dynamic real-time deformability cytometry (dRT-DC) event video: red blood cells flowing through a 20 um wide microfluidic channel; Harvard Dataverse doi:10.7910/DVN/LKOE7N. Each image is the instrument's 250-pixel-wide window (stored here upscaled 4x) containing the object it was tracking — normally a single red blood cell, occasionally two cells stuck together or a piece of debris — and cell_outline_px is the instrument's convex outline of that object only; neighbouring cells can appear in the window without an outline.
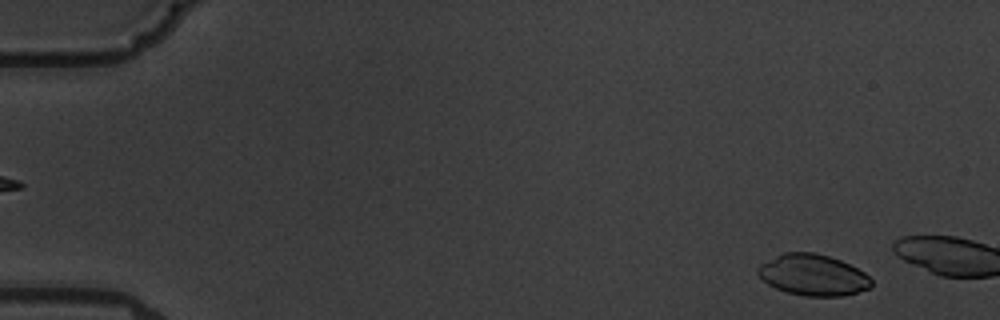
{"species": "common noctule bat (a hibernating species)", "species_latin": "Nyctalus noctula", "temperature_condition": "warm", "stored_images_in_passage": 5, "camera_frame_rate_fps": 3000, "um_per_image_px": 0.085, "animal": {"sex": "male", "body_mass_g": 19.5, "forearm_length_mm": 54.6}, "frame": {"image": 1, "passage_image": 5, "time_ms": 4.667, "image_size_px": [1000, 320], "cell_outline_px": [[872, 288], [844, 296], [804, 296], [788, 292], [776, 288], [768, 284], [756, 272], [756, 268], [760, 264], [784, 252], [812, 252], [828, 256], [840, 260], [864, 272], [872, 280]], "centroid_in_image_um": [69.11, 23.38], "position_along_channel_um": 15.9, "area_um2": 27.17}}